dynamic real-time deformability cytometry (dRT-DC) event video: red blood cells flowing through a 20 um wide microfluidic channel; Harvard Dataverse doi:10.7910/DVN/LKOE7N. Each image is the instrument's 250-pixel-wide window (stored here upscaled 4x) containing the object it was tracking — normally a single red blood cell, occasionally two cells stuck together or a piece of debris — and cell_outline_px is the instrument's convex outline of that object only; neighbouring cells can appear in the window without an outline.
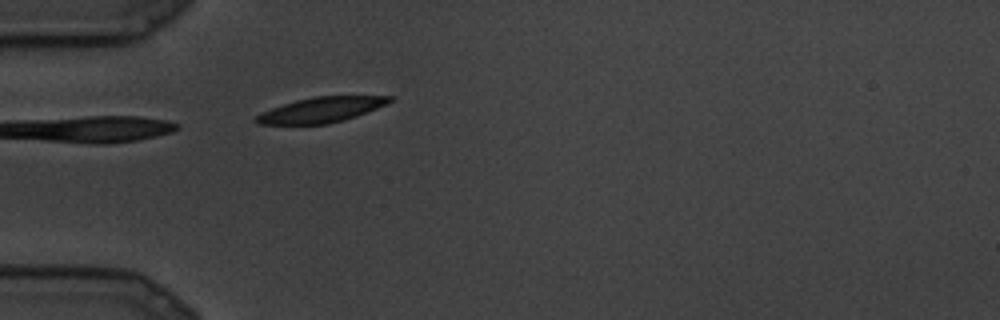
{"species": "common noctule bat (a hibernating species)", "species_latin": "Nyctalus noctula", "temperature_condition": "cold", "stored_images_in_passage": 6, "camera_frame_rate_fps": 3000, "um_per_image_px": 0.085, "animal": {"sex": "male", "body_mass_g": 19.5, "forearm_length_mm": 54.6}, "frame": {"image": 1, "passage_image": 6, "time_ms": 1.667, "image_size_px": [1000, 320], "cell_outline_px": [[392, 100], [376, 108], [356, 116], [344, 120], [328, 124], [256, 124], [252, 120], [260, 112], [296, 100], [316, 96], [392, 96]], "centroid_in_image_um": [27.23, 9.34], "position_along_channel_um": 57.8, "area_um2": 19.42}}